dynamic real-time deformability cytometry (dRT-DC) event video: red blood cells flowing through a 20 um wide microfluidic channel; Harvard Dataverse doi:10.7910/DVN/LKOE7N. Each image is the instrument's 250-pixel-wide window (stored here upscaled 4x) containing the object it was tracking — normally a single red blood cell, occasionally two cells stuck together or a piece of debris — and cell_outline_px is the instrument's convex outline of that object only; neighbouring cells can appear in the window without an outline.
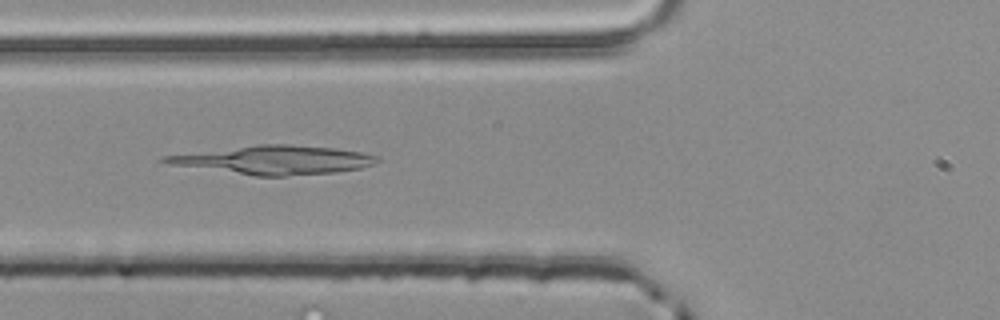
{"species": "common noctule bat (a hibernating species)", "species_latin": "Nyctalus noctula", "temperature_condition": "room temperature", "stored_images_in_passage": 3, "camera_frame_rate_fps": 3000, "um_per_image_px": 0.085, "animal": {"sex": "male", "body_mass_g": 20.4}, "frame": {"image": 1, "passage_image": 3, "time_ms": 0.667, "image_size_px": [1000, 320], "cell_outline_px": [[380, 160], [372, 164], [360, 168], [336, 172], [284, 176], [256, 176], [168, 164], [160, 160], [160, 156], [256, 144], [288, 144], [336, 148], [364, 152], [380, 156]], "centroid_in_image_um": [23.3, 13.59], "position_along_channel_um": 102.5, "area_um2": 35.55}}